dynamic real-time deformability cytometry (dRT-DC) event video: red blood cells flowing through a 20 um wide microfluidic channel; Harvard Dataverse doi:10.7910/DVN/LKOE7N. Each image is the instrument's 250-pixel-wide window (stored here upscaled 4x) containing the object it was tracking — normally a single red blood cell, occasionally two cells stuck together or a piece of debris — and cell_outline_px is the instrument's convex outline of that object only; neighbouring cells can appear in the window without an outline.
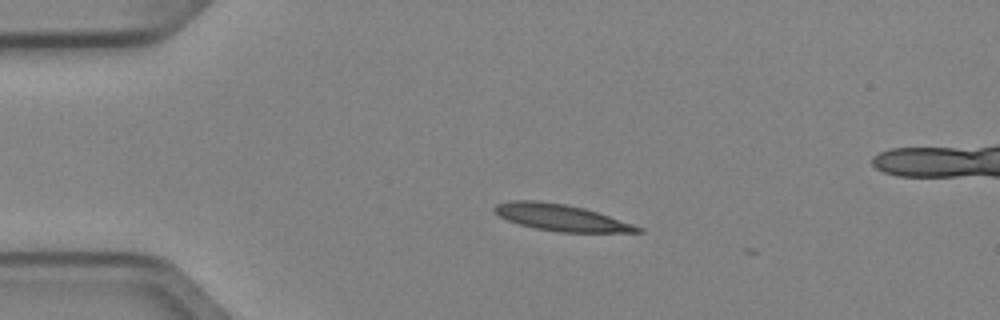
{"species": "Egyptian fruit bat (a non-hibernating species)", "species_latin": "Rousettus aegyptiacus", "temperature_condition": "cold", "stored_images_in_passage": 4, "camera_frame_rate_fps": 3000, "um_per_image_px": 0.085, "animal": {"sex": "female"}, "frame": {"image": 1, "passage_image": 3, "time_ms": 0.667, "image_size_px": [1000, 320], "cell_outline_px": [[644, 232], [560, 232], [536, 228], [520, 224], [508, 220], [500, 216], [492, 208], [496, 204], [512, 200], [536, 200], [564, 204], [584, 208], [644, 228]], "centroid_in_image_um": [47.67, 18.49], "position_along_channel_um": 37.3, "area_um2": 21.79}}